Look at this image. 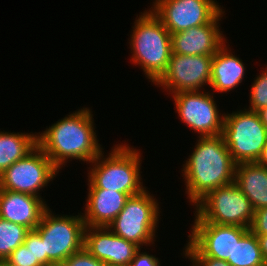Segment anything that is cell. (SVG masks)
Segmentation results:
<instances>
[{
  "mask_svg": "<svg viewBox=\"0 0 267 266\" xmlns=\"http://www.w3.org/2000/svg\"><path fill=\"white\" fill-rule=\"evenodd\" d=\"M92 112L88 107L77 109L36 133L37 146L59 171L72 159L91 163L104 150L97 140Z\"/></svg>",
  "mask_w": 267,
  "mask_h": 266,
  "instance_id": "cell-1",
  "label": "cell"
},
{
  "mask_svg": "<svg viewBox=\"0 0 267 266\" xmlns=\"http://www.w3.org/2000/svg\"><path fill=\"white\" fill-rule=\"evenodd\" d=\"M235 166L222 135L199 137L181 171L191 206L209 192L234 182Z\"/></svg>",
  "mask_w": 267,
  "mask_h": 266,
  "instance_id": "cell-2",
  "label": "cell"
},
{
  "mask_svg": "<svg viewBox=\"0 0 267 266\" xmlns=\"http://www.w3.org/2000/svg\"><path fill=\"white\" fill-rule=\"evenodd\" d=\"M128 145L118 143L111 148L108 156L104 157L102 151L91 162L92 168H88V189H106L133 196L147 188L143 186L140 174L141 153L139 149Z\"/></svg>",
  "mask_w": 267,
  "mask_h": 266,
  "instance_id": "cell-3",
  "label": "cell"
},
{
  "mask_svg": "<svg viewBox=\"0 0 267 266\" xmlns=\"http://www.w3.org/2000/svg\"><path fill=\"white\" fill-rule=\"evenodd\" d=\"M129 46L131 62L141 66L149 82L155 84L165 73L171 54V33L149 10L136 17Z\"/></svg>",
  "mask_w": 267,
  "mask_h": 266,
  "instance_id": "cell-4",
  "label": "cell"
},
{
  "mask_svg": "<svg viewBox=\"0 0 267 266\" xmlns=\"http://www.w3.org/2000/svg\"><path fill=\"white\" fill-rule=\"evenodd\" d=\"M85 221L78 215H54L48 208L35 230L44 243V266L62 264L84 248Z\"/></svg>",
  "mask_w": 267,
  "mask_h": 266,
  "instance_id": "cell-5",
  "label": "cell"
},
{
  "mask_svg": "<svg viewBox=\"0 0 267 266\" xmlns=\"http://www.w3.org/2000/svg\"><path fill=\"white\" fill-rule=\"evenodd\" d=\"M144 189L130 196L121 212L108 228L117 236L133 242L139 247L151 246L156 241L159 226L160 205L153 194Z\"/></svg>",
  "mask_w": 267,
  "mask_h": 266,
  "instance_id": "cell-6",
  "label": "cell"
},
{
  "mask_svg": "<svg viewBox=\"0 0 267 266\" xmlns=\"http://www.w3.org/2000/svg\"><path fill=\"white\" fill-rule=\"evenodd\" d=\"M235 164L257 162L267 142L258 112L237 110L224 116L221 134Z\"/></svg>",
  "mask_w": 267,
  "mask_h": 266,
  "instance_id": "cell-7",
  "label": "cell"
},
{
  "mask_svg": "<svg viewBox=\"0 0 267 266\" xmlns=\"http://www.w3.org/2000/svg\"><path fill=\"white\" fill-rule=\"evenodd\" d=\"M194 222L250 228L255 210L235 182L209 192L195 206Z\"/></svg>",
  "mask_w": 267,
  "mask_h": 266,
  "instance_id": "cell-8",
  "label": "cell"
},
{
  "mask_svg": "<svg viewBox=\"0 0 267 266\" xmlns=\"http://www.w3.org/2000/svg\"><path fill=\"white\" fill-rule=\"evenodd\" d=\"M58 173L52 161L36 146L0 175V189L42 198L39 191H43Z\"/></svg>",
  "mask_w": 267,
  "mask_h": 266,
  "instance_id": "cell-9",
  "label": "cell"
},
{
  "mask_svg": "<svg viewBox=\"0 0 267 266\" xmlns=\"http://www.w3.org/2000/svg\"><path fill=\"white\" fill-rule=\"evenodd\" d=\"M189 239L183 249L184 256H206L225 260L232 266L235 243L249 228L220 225L209 222H194Z\"/></svg>",
  "mask_w": 267,
  "mask_h": 266,
  "instance_id": "cell-10",
  "label": "cell"
},
{
  "mask_svg": "<svg viewBox=\"0 0 267 266\" xmlns=\"http://www.w3.org/2000/svg\"><path fill=\"white\" fill-rule=\"evenodd\" d=\"M181 91L172 94L179 119L198 137L222 134L225 113H220L211 91Z\"/></svg>",
  "mask_w": 267,
  "mask_h": 266,
  "instance_id": "cell-11",
  "label": "cell"
},
{
  "mask_svg": "<svg viewBox=\"0 0 267 266\" xmlns=\"http://www.w3.org/2000/svg\"><path fill=\"white\" fill-rule=\"evenodd\" d=\"M150 10L173 34L208 24L224 9L215 0H155Z\"/></svg>",
  "mask_w": 267,
  "mask_h": 266,
  "instance_id": "cell-12",
  "label": "cell"
},
{
  "mask_svg": "<svg viewBox=\"0 0 267 266\" xmlns=\"http://www.w3.org/2000/svg\"><path fill=\"white\" fill-rule=\"evenodd\" d=\"M213 56L171 54L167 69L155 83L169 93L202 91L210 85ZM204 87V88H203Z\"/></svg>",
  "mask_w": 267,
  "mask_h": 266,
  "instance_id": "cell-13",
  "label": "cell"
},
{
  "mask_svg": "<svg viewBox=\"0 0 267 266\" xmlns=\"http://www.w3.org/2000/svg\"><path fill=\"white\" fill-rule=\"evenodd\" d=\"M84 249L107 266H128L140 247L117 236L108 226H86Z\"/></svg>",
  "mask_w": 267,
  "mask_h": 266,
  "instance_id": "cell-14",
  "label": "cell"
},
{
  "mask_svg": "<svg viewBox=\"0 0 267 266\" xmlns=\"http://www.w3.org/2000/svg\"><path fill=\"white\" fill-rule=\"evenodd\" d=\"M222 11L213 21L188 30L171 34L172 53L180 55L214 56L218 49L226 43V38L220 30Z\"/></svg>",
  "mask_w": 267,
  "mask_h": 266,
  "instance_id": "cell-15",
  "label": "cell"
},
{
  "mask_svg": "<svg viewBox=\"0 0 267 266\" xmlns=\"http://www.w3.org/2000/svg\"><path fill=\"white\" fill-rule=\"evenodd\" d=\"M48 208L41 197L0 189V217L29 230H35Z\"/></svg>",
  "mask_w": 267,
  "mask_h": 266,
  "instance_id": "cell-16",
  "label": "cell"
},
{
  "mask_svg": "<svg viewBox=\"0 0 267 266\" xmlns=\"http://www.w3.org/2000/svg\"><path fill=\"white\" fill-rule=\"evenodd\" d=\"M129 197L128 194L118 191L88 189L85 213H82L85 225L109 226L121 212Z\"/></svg>",
  "mask_w": 267,
  "mask_h": 266,
  "instance_id": "cell-17",
  "label": "cell"
},
{
  "mask_svg": "<svg viewBox=\"0 0 267 266\" xmlns=\"http://www.w3.org/2000/svg\"><path fill=\"white\" fill-rule=\"evenodd\" d=\"M225 43L218 49L212 58L211 69V89L214 92L224 93L230 92L240 83L244 78L245 64L242 59L233 55L231 50Z\"/></svg>",
  "mask_w": 267,
  "mask_h": 266,
  "instance_id": "cell-18",
  "label": "cell"
},
{
  "mask_svg": "<svg viewBox=\"0 0 267 266\" xmlns=\"http://www.w3.org/2000/svg\"><path fill=\"white\" fill-rule=\"evenodd\" d=\"M234 182L249 199L254 210L267 207V168L257 162L237 164Z\"/></svg>",
  "mask_w": 267,
  "mask_h": 266,
  "instance_id": "cell-19",
  "label": "cell"
},
{
  "mask_svg": "<svg viewBox=\"0 0 267 266\" xmlns=\"http://www.w3.org/2000/svg\"><path fill=\"white\" fill-rule=\"evenodd\" d=\"M37 146V134L0 131V175Z\"/></svg>",
  "mask_w": 267,
  "mask_h": 266,
  "instance_id": "cell-20",
  "label": "cell"
},
{
  "mask_svg": "<svg viewBox=\"0 0 267 266\" xmlns=\"http://www.w3.org/2000/svg\"><path fill=\"white\" fill-rule=\"evenodd\" d=\"M260 244L257 236L249 229L235 243L232 266H264Z\"/></svg>",
  "mask_w": 267,
  "mask_h": 266,
  "instance_id": "cell-21",
  "label": "cell"
},
{
  "mask_svg": "<svg viewBox=\"0 0 267 266\" xmlns=\"http://www.w3.org/2000/svg\"><path fill=\"white\" fill-rule=\"evenodd\" d=\"M30 230L0 217V261L6 260L11 253L22 245Z\"/></svg>",
  "mask_w": 267,
  "mask_h": 266,
  "instance_id": "cell-22",
  "label": "cell"
},
{
  "mask_svg": "<svg viewBox=\"0 0 267 266\" xmlns=\"http://www.w3.org/2000/svg\"><path fill=\"white\" fill-rule=\"evenodd\" d=\"M251 83V91L249 95L250 106L247 110L258 112L267 107V68Z\"/></svg>",
  "mask_w": 267,
  "mask_h": 266,
  "instance_id": "cell-23",
  "label": "cell"
},
{
  "mask_svg": "<svg viewBox=\"0 0 267 266\" xmlns=\"http://www.w3.org/2000/svg\"><path fill=\"white\" fill-rule=\"evenodd\" d=\"M6 260L17 266H44L40 261H34L33 253L24 244L15 249Z\"/></svg>",
  "mask_w": 267,
  "mask_h": 266,
  "instance_id": "cell-24",
  "label": "cell"
},
{
  "mask_svg": "<svg viewBox=\"0 0 267 266\" xmlns=\"http://www.w3.org/2000/svg\"><path fill=\"white\" fill-rule=\"evenodd\" d=\"M62 266H107L102 261L95 258L84 248L72 254L62 264Z\"/></svg>",
  "mask_w": 267,
  "mask_h": 266,
  "instance_id": "cell-25",
  "label": "cell"
},
{
  "mask_svg": "<svg viewBox=\"0 0 267 266\" xmlns=\"http://www.w3.org/2000/svg\"><path fill=\"white\" fill-rule=\"evenodd\" d=\"M23 244L30 248L34 261H40L44 265V243L36 230H30L27 233Z\"/></svg>",
  "mask_w": 267,
  "mask_h": 266,
  "instance_id": "cell-26",
  "label": "cell"
},
{
  "mask_svg": "<svg viewBox=\"0 0 267 266\" xmlns=\"http://www.w3.org/2000/svg\"><path fill=\"white\" fill-rule=\"evenodd\" d=\"M249 229L255 235H267V207L255 210Z\"/></svg>",
  "mask_w": 267,
  "mask_h": 266,
  "instance_id": "cell-27",
  "label": "cell"
},
{
  "mask_svg": "<svg viewBox=\"0 0 267 266\" xmlns=\"http://www.w3.org/2000/svg\"><path fill=\"white\" fill-rule=\"evenodd\" d=\"M128 266H160V261L148 252H141L140 248Z\"/></svg>",
  "mask_w": 267,
  "mask_h": 266,
  "instance_id": "cell-28",
  "label": "cell"
},
{
  "mask_svg": "<svg viewBox=\"0 0 267 266\" xmlns=\"http://www.w3.org/2000/svg\"><path fill=\"white\" fill-rule=\"evenodd\" d=\"M190 259L191 266H231L225 260L214 259L206 256H185ZM190 266V265H189Z\"/></svg>",
  "mask_w": 267,
  "mask_h": 266,
  "instance_id": "cell-29",
  "label": "cell"
},
{
  "mask_svg": "<svg viewBox=\"0 0 267 266\" xmlns=\"http://www.w3.org/2000/svg\"><path fill=\"white\" fill-rule=\"evenodd\" d=\"M256 236L259 240L262 257L264 260H267V235H256Z\"/></svg>",
  "mask_w": 267,
  "mask_h": 266,
  "instance_id": "cell-30",
  "label": "cell"
},
{
  "mask_svg": "<svg viewBox=\"0 0 267 266\" xmlns=\"http://www.w3.org/2000/svg\"><path fill=\"white\" fill-rule=\"evenodd\" d=\"M257 163L267 168V142L263 148L260 158L257 160Z\"/></svg>",
  "mask_w": 267,
  "mask_h": 266,
  "instance_id": "cell-31",
  "label": "cell"
},
{
  "mask_svg": "<svg viewBox=\"0 0 267 266\" xmlns=\"http://www.w3.org/2000/svg\"><path fill=\"white\" fill-rule=\"evenodd\" d=\"M258 114L261 118L262 123L265 125V127L267 128V107L261 109L260 111H258Z\"/></svg>",
  "mask_w": 267,
  "mask_h": 266,
  "instance_id": "cell-32",
  "label": "cell"
},
{
  "mask_svg": "<svg viewBox=\"0 0 267 266\" xmlns=\"http://www.w3.org/2000/svg\"><path fill=\"white\" fill-rule=\"evenodd\" d=\"M0 266H17V265L11 264L7 260H1Z\"/></svg>",
  "mask_w": 267,
  "mask_h": 266,
  "instance_id": "cell-33",
  "label": "cell"
}]
</instances>
